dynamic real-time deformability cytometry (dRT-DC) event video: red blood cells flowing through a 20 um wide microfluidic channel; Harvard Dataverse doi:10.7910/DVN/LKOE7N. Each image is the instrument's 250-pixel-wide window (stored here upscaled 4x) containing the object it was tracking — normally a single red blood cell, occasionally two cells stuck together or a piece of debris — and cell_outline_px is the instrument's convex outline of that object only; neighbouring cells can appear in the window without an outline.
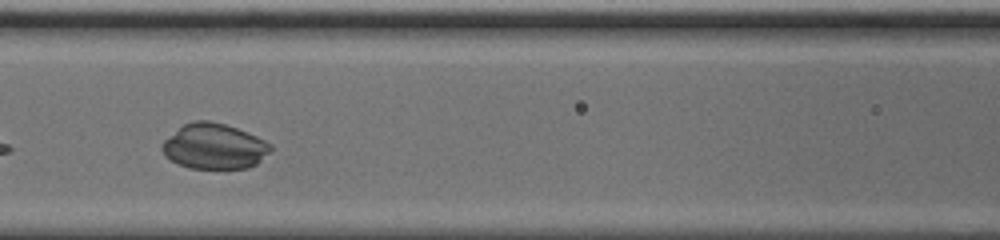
{"species": "common noctule bat (a hibernating species)", "species_latin": "Nyctalus noctula", "temperature_condition": "cold", "stored_images_in_passage": 30, "camera_frame_rate_fps": 3000, "um_per_image_px": 0.085, "animal": {"sex": "male", "body_mass_g": 20.0, "forearm_length_mm": 53.3}, "frame": {"image": 1, "passage_image": 9, "time_ms": 2.667, "image_size_px": [1000, 240], "cell_outline_px": [[272, 148], [256, 164], [248, 168], [188, 168], [164, 156], [160, 148], [164, 140], [184, 124], [196, 120], [208, 120], [224, 124], [236, 128], [256, 136], [272, 144]], "centroid_in_image_um": [18.19, 12.44], "position_along_channel_um": 148.4, "area_um2": 28.44}}
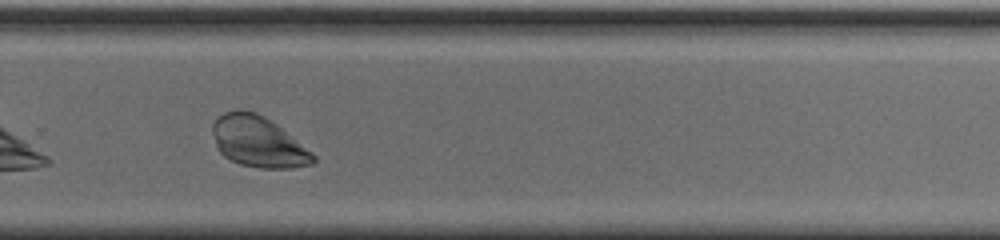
{"frame": {"image": 2, "passage_image": 22, "time_ms": 7.0, "image_size_px": [1000, 240], "cell_outline_px": [[316, 160], [312, 164], [292, 168], [260, 168], [240, 164], [224, 156], [216, 148], [212, 132], [212, 124], [224, 112], [236, 108], [240, 108], [256, 112], [264, 116], [312, 152], [316, 156]], "centroid_in_image_um": [21.91, 12.04], "position_along_channel_um": 307.9, "area_um2": 29.71}, "authors_computed_cell_mechanics": {"area_um2": 29.7092, "velocity_mm_per_s": 3.686, "shape_relaxation_time_tau1_ms": 2.7045, "shape_relaxation_time_tau2_ms": 7.0991, "deformation_change_tau1": 0.1331, "deformation_change_tau2": 0.0881}}